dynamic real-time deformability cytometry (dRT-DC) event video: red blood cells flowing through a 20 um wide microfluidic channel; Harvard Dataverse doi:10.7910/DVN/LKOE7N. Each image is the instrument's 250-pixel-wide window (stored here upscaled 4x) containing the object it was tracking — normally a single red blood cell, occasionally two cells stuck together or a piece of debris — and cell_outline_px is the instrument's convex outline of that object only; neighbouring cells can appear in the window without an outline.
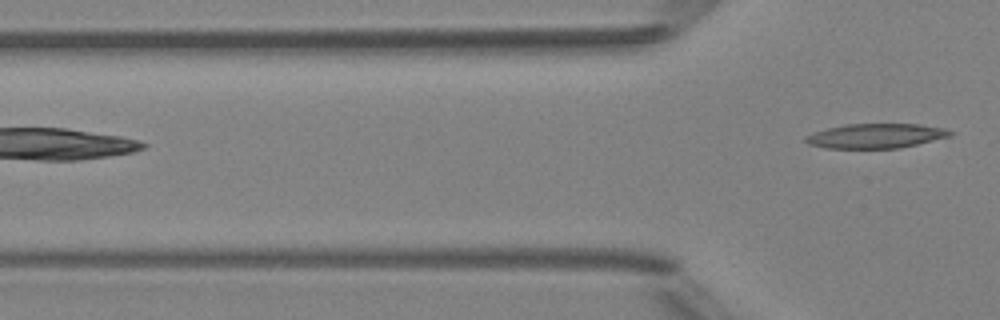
{"species": "Egyptian fruit bat (a non-hibernating species)", "species_latin": "Rousettus aegyptiacus", "temperature_condition": "room temperature", "stored_images_in_passage": 3, "camera_frame_rate_fps": 3000, "um_per_image_px": 0.085, "animal": {"sex": "female"}, "frame": {"image": 1, "passage_image": 3, "time_ms": 3.333, "image_size_px": [1000, 320], "cell_outline_px": [[956, 132], [952, 136], [900, 148], [824, 148], [808, 144], [804, 140], [804, 136], [828, 128], [844, 124], [920, 124], [944, 128]], "centroid_in_image_um": [74.48, 11.55], "position_along_channel_um": 51.3, "area_um2": 20.81}}